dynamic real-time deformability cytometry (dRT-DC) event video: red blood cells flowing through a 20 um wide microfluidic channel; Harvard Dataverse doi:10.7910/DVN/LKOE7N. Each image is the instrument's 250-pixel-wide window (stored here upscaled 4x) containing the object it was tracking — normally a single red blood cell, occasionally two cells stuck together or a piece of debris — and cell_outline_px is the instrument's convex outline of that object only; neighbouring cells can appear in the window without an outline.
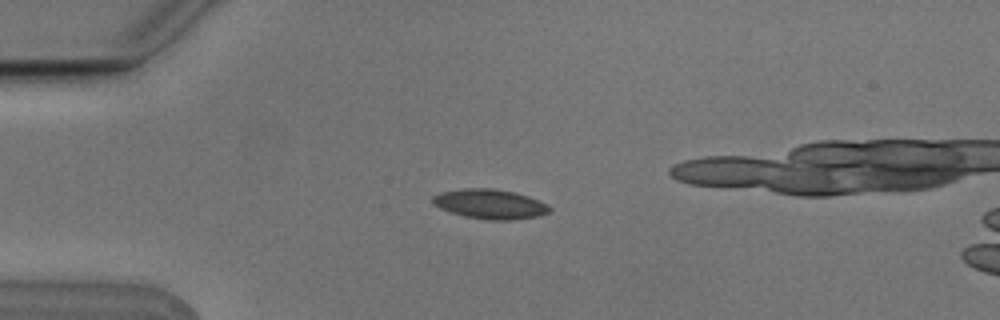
{"species": "Egyptian fruit bat (a non-hibernating species)", "species_latin": "Rousettus aegyptiacus", "temperature_condition": "cold", "stored_images_in_passage": 8, "camera_frame_rate_fps": 3000, "um_per_image_px": 0.085, "animal": {"sex": "male"}, "frame": {"image": 1, "passage_image": 3, "time_ms": 0.667, "image_size_px": [1000, 320], "cell_outline_px": [[552, 208], [548, 212], [536, 216], [512, 220], [488, 220], [464, 216], [440, 208], [432, 204], [432, 196], [440, 192], [464, 188], [492, 188], [512, 192], [528, 196], [548, 204]], "centroid_in_image_um": [41.63, 17.34], "position_along_channel_um": 43.4, "area_um2": 20.11}}
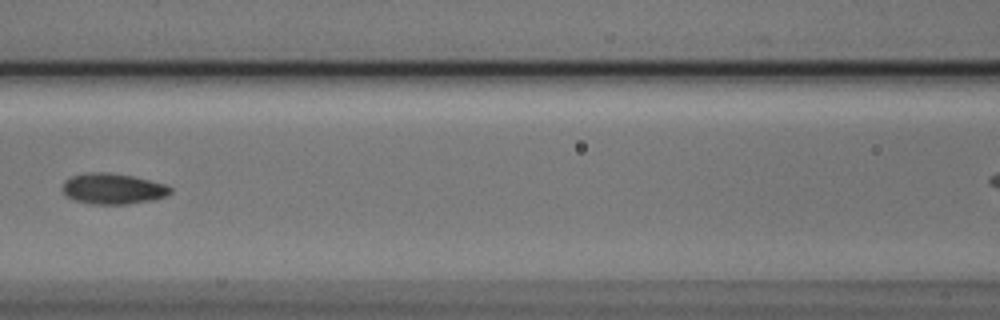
{"frame": {"image": 2, "passage_image": 6, "time_ms": 1.667, "image_size_px": [1000, 320], "cell_outline_px": [[172, 192], [168, 196], [156, 200], [128, 204], [92, 204], [72, 200], [64, 192], [64, 180], [72, 176], [88, 172], [108, 172], [132, 176], [164, 184], [172, 188]], "centroid_in_image_um": [9.63, 16.05], "position_along_channel_um": 157.0, "area_um2": 19.42}}
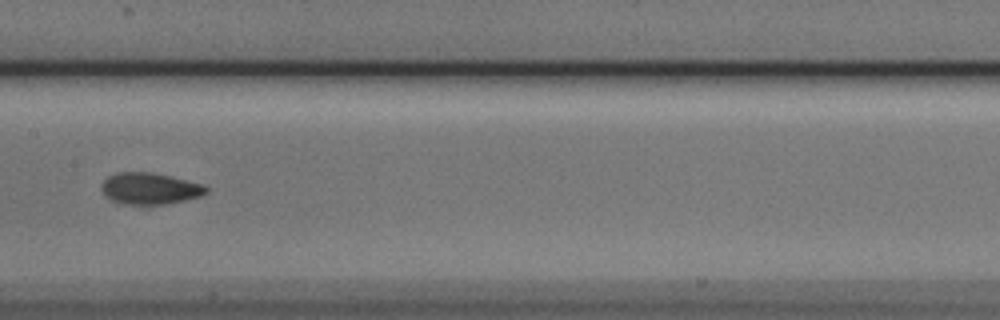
{"frame": {"image": 3, "passage_image": 7, "time_ms": 2.0, "image_size_px": [1000, 320], "cell_outline_px": [[208, 192], [200, 196], [184, 200], [164, 204], [124, 204], [112, 200], [100, 188], [104, 180], [108, 176], [116, 172], [152, 172], [204, 184], [208, 188]], "centroid_in_image_um": [12.75, 16.01], "position_along_channel_um": 194.7, "area_um2": 19.07}}